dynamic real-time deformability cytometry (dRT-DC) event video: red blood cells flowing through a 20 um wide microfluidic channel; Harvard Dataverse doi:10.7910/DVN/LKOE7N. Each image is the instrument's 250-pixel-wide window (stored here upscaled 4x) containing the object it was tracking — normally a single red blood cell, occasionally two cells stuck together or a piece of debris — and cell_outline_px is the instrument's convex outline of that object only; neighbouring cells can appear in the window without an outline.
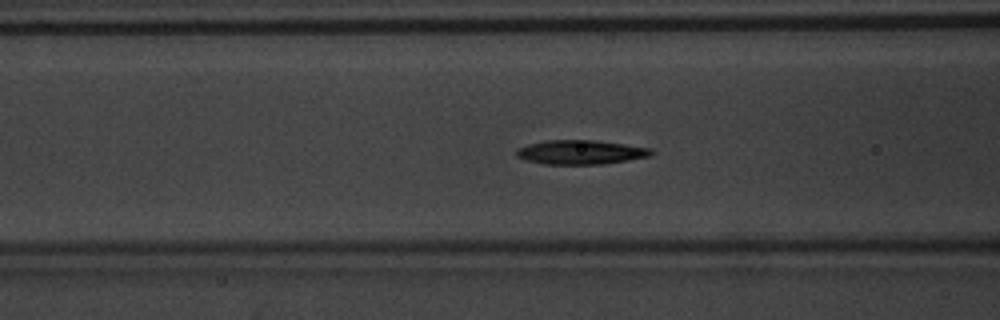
{"species": "common noctule bat (a hibernating species)", "species_latin": "Nyctalus noctula", "temperature_condition": "warm", "stored_images_in_passage": 53, "camera_frame_rate_fps": 3000, "um_per_image_px": 0.085, "animal": {"sex": "male", "body_mass_g": 20.1, "forearm_length_mm": 53.5}, "frame": {"image": 1, "passage_image": 21, "time_ms": 6.667, "image_size_px": [1000, 320], "cell_outline_px": [[656, 152], [652, 156], [604, 164], [544, 164], [528, 160], [516, 156], [516, 148], [528, 144], [544, 140], [592, 140], [624, 144], [652, 148]], "centroid_in_image_um": [49.39, 12.93], "position_along_channel_um": 117.2, "area_um2": 19.13}}
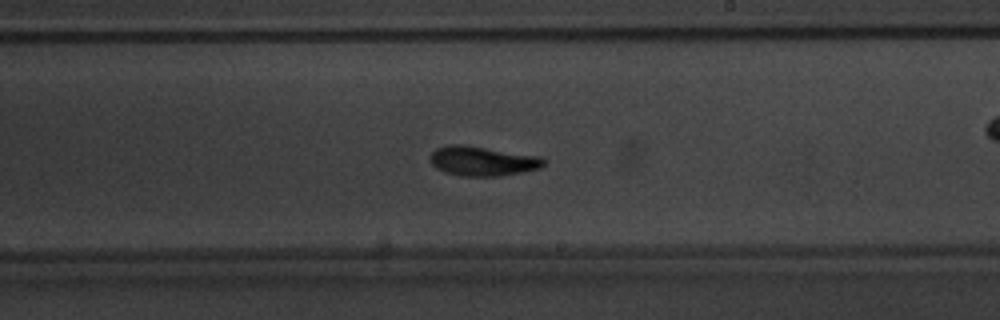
{"frame": {"image": 2, "passage_image": 31, "time_ms": 10.0, "image_size_px": [1000, 320], "cell_outline_px": [[544, 164], [540, 168], [524, 172], [500, 176], [460, 176], [444, 172], [436, 168], [428, 160], [428, 156], [436, 148], [448, 144], [464, 144], [540, 156], [544, 160]], "centroid_in_image_um": [40.97, 13.68], "position_along_channel_um": 248.0, "area_um2": 19.88}}
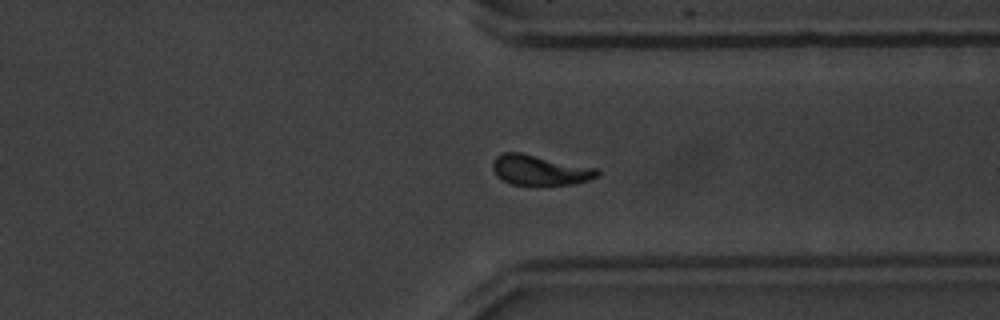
{"frame": {"image": 3, "passage_image": 40, "time_ms": 13.0, "image_size_px": [1000, 320], "cell_outline_px": [[600, 176], [588, 180], [572, 184], [512, 184], [496, 176], [492, 168], [492, 164], [496, 156], [504, 152], [520, 152], [596, 168], [600, 172]], "centroid_in_image_um": [45.88, 14.44], "position_along_channel_um": 365.5, "area_um2": 18.15}, "authors_computed_cell_mechanics": {"area_um2": 18.4382, "velocity_mm_per_s": 3.9157, "shape_relaxation_time_tau1_ms": 2.31, "shape_relaxation_time_tau2_ms": 2.5741, "deformation_change_tau1": 0.1797, "deformation_change_tau2": 0.0855}}